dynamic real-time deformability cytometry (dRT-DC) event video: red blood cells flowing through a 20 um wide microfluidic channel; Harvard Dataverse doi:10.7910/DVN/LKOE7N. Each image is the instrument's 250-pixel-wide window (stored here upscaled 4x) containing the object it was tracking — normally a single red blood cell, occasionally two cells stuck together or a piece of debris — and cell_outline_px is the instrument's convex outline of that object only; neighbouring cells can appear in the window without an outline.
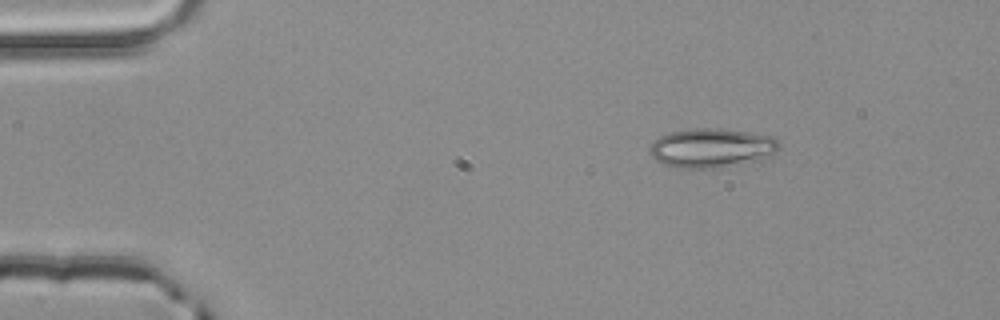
{"species": "common noctule bat (a hibernating species)", "species_latin": "Nyctalus noctula", "temperature_condition": "room temperature", "stored_images_in_passage": 4, "camera_frame_rate_fps": 3000, "um_per_image_px": 0.085, "animal": {"sex": "male", "body_mass_g": 20.4}, "frame": {"image": 1, "passage_image": 1, "time_ms": 0.0, "image_size_px": [1000, 320], "cell_outline_px": [[780, 148], [776, 152], [764, 160], [720, 168], [676, 168], [664, 164], [656, 160], [648, 152], [652, 144], [660, 136], [668, 132], [696, 128], [720, 128], [748, 132], [772, 136], [780, 144]], "centroid_in_image_um": [60.52, 12.59], "position_along_channel_um": 24.5, "area_um2": 29.94}}
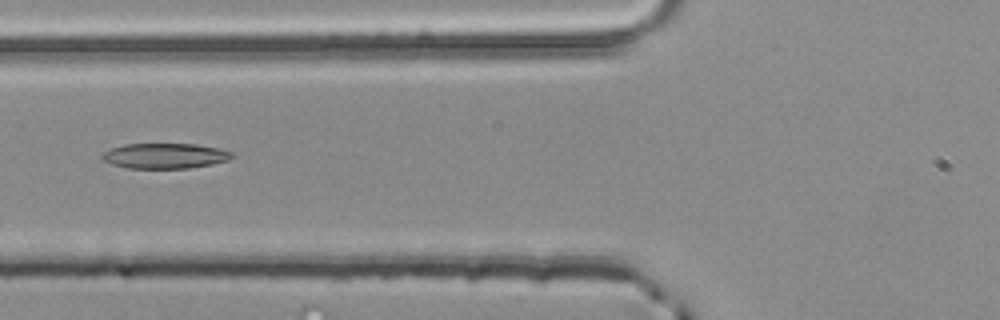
{"frame": {"image": 2, "passage_image": 4, "time_ms": 1.0, "image_size_px": [1000, 320], "cell_outline_px": [[236, 156], [228, 160], [212, 164], [188, 168], [128, 168], [112, 164], [104, 160], [100, 156], [104, 152], [112, 148], [124, 144], [196, 144], [216, 148], [232, 152]], "centroid_in_image_um": [14.03, 13.25], "position_along_channel_um": 111.8, "area_um2": 19.02}}